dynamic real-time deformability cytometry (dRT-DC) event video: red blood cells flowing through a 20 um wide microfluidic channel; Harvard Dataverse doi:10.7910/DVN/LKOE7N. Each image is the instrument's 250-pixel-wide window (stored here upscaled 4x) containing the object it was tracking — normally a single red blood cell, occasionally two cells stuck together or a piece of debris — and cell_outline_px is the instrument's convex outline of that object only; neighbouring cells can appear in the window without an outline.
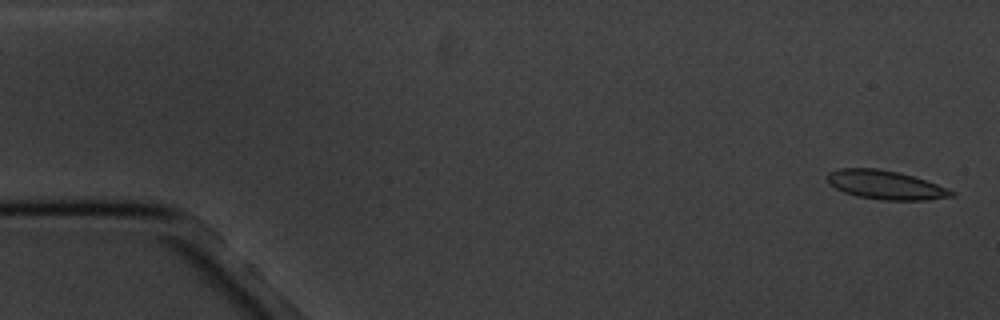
{"species": "common noctule bat (a hibernating species)", "species_latin": "Nyctalus noctula", "temperature_condition": "cold", "stored_images_in_passage": 5, "camera_frame_rate_fps": 3000, "um_per_image_px": 0.085, "animal": {"sex": "male", "body_mass_g": 20.1, "forearm_length_mm": 53.5}, "frame": {"image": 1, "passage_image": 1, "time_ms": 0.0, "image_size_px": [1000, 320], "cell_outline_px": [[956, 196], [928, 200], [884, 200], [856, 196], [844, 192], [828, 184], [828, 172], [840, 168], [876, 168], [896, 172], [912, 176], [936, 184], [956, 192]], "centroid_in_image_um": [75.27, 15.73], "position_along_channel_um": 9.7, "area_um2": 20.75}}
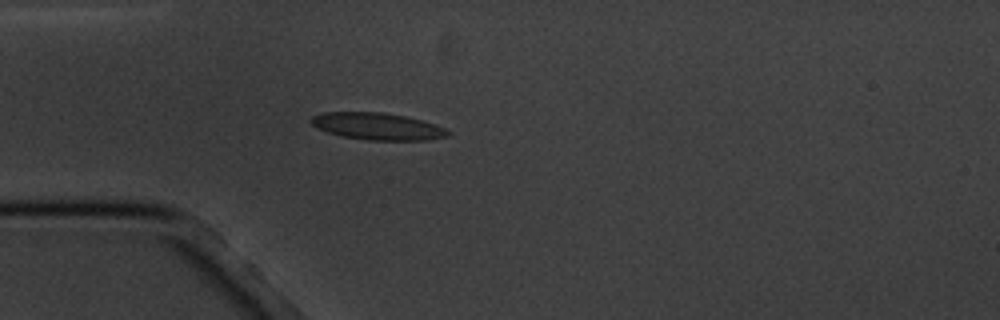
{"frame": {"image": 2, "passage_image": 5, "time_ms": 4.667, "image_size_px": [1000, 320], "cell_outline_px": [[452, 132], [448, 136], [428, 140], [368, 140], [340, 136], [316, 128], [308, 120], [312, 116], [324, 112], [384, 112], [404, 116], [436, 124]], "centroid_in_image_um": [32.07, 10.74], "position_along_channel_um": 52.9, "area_um2": 21.62}}